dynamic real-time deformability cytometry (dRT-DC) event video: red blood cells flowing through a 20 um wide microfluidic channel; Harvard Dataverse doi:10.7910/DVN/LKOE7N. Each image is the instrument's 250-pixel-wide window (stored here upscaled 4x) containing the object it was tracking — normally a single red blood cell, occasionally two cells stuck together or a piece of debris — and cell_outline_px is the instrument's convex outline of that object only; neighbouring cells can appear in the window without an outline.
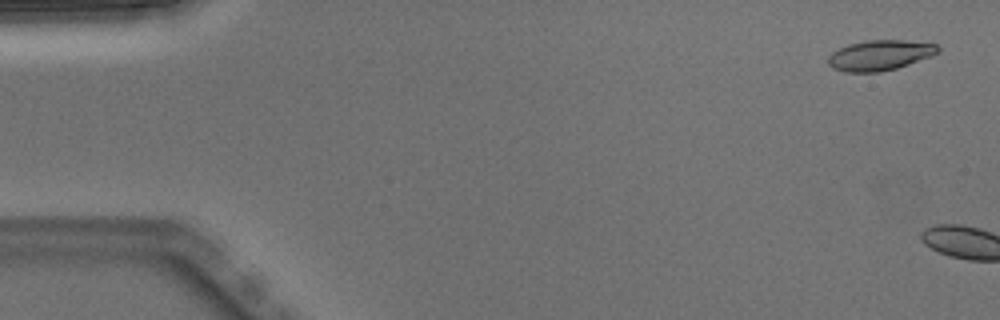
{"species": "Egyptian fruit bat (a non-hibernating species)", "species_latin": "Rousettus aegyptiacus", "temperature_condition": "warm", "stored_images_in_passage": 2, "camera_frame_rate_fps": 3000, "um_per_image_px": 0.085, "animal": {"sex": "male"}, "frame": {"image": 1, "passage_image": 1, "time_ms": 0.0, "image_size_px": [1000, 320], "cell_outline_px": [[940, 52], [932, 56], [896, 68], [880, 72], [844, 72], [832, 68], [828, 64], [828, 56], [832, 52], [848, 44], [864, 40], [908, 40], [936, 44], [940, 48]], "centroid_in_image_um": [74.79, 4.69], "position_along_channel_um": 10.2, "area_um2": 19.54}}